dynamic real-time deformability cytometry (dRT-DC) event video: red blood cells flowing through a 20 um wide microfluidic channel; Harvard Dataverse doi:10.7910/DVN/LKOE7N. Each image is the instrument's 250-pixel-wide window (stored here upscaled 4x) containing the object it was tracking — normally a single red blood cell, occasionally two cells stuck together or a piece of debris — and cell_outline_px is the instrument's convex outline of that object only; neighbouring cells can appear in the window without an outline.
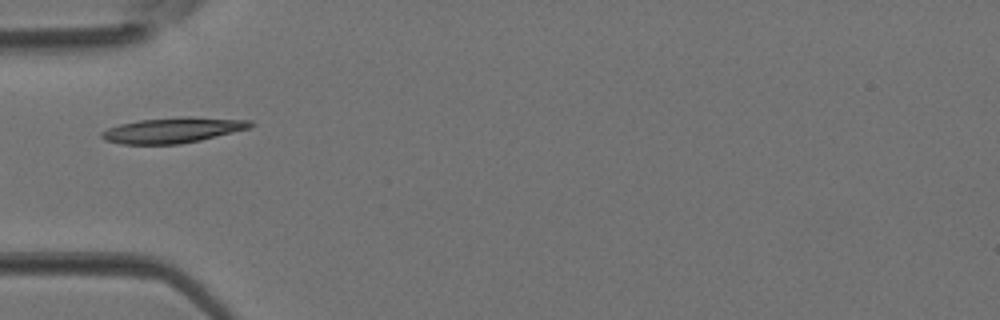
{"species": "Egyptian fruit bat (a non-hibernating species)", "species_latin": "Rousettus aegyptiacus", "temperature_condition": "room temperature", "stored_images_in_passage": 4, "camera_frame_rate_fps": 3000, "um_per_image_px": 0.085, "animal": {"sex": "female"}, "frame": {"image": 1, "passage_image": 4, "time_ms": 1.0, "image_size_px": [1000, 320], "cell_outline_px": [[256, 124], [248, 128], [200, 140], [180, 144], [120, 144], [104, 140], [100, 136], [100, 132], [108, 128], [120, 124], [140, 120], [180, 116], [188, 116], [252, 120]], "centroid_in_image_um": [14.68, 11.05], "position_along_channel_um": 70.3, "area_um2": 22.14}}